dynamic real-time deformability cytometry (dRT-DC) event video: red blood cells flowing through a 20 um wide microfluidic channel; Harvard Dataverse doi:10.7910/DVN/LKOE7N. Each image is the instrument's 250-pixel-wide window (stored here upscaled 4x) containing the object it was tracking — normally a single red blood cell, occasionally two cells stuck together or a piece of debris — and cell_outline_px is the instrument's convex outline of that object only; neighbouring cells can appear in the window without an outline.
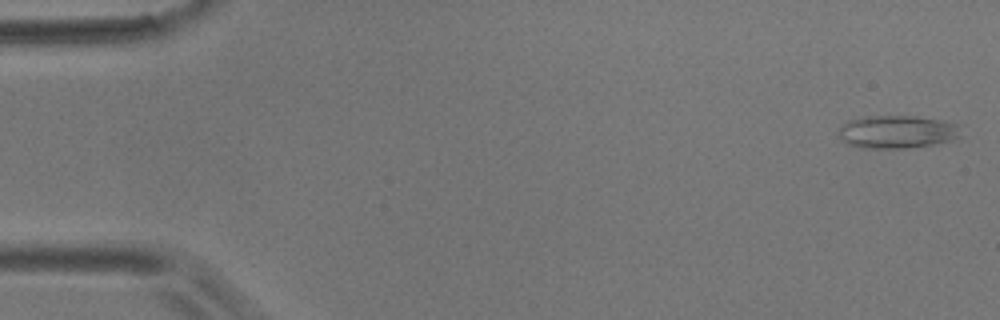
{"species": "common noctule bat (a hibernating species)", "species_latin": "Nyctalus noctula", "temperature_condition": "room temperature", "stored_images_in_passage": 56, "camera_frame_rate_fps": 3000, "um_per_image_px": 0.085, "animal": {"sex": "male", "body_mass_g": 17.9}, "frame": {"image": 1, "passage_image": 1, "time_ms": 0.0, "image_size_px": [1000, 320], "cell_outline_px": [[960, 136], [956, 140], [936, 144], [908, 148], [860, 148], [848, 144], [836, 136], [840, 128], [848, 120], [864, 116], [916, 116], [944, 120], [956, 124]], "centroid_in_image_um": [76.23, 11.21], "position_along_channel_um": 8.8, "area_um2": 23.76}}
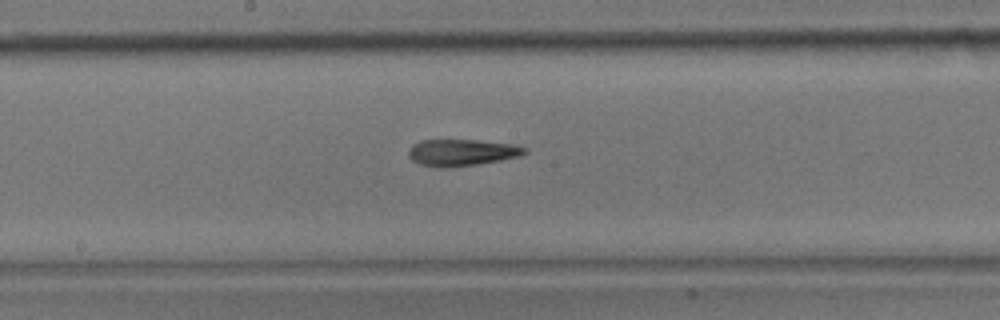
{"frame": {"image": 2, "passage_image": 29, "time_ms": 9.333, "image_size_px": [1000, 320], "cell_outline_px": [[528, 152], [520, 156], [500, 160], [476, 164], [448, 168], [440, 168], [420, 164], [412, 160], [408, 156], [408, 148], [412, 144], [420, 140], [476, 140], [512, 144], [528, 148]], "centroid_in_image_um": [39.22, 12.96], "position_along_channel_um": 209.0, "area_um2": 18.15}}
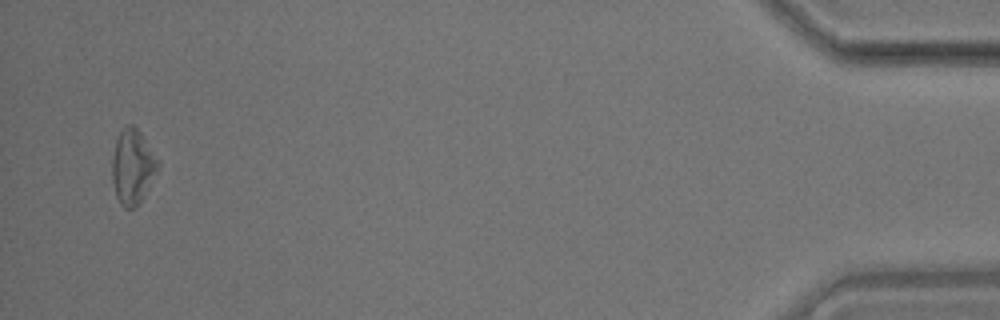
{"frame": {"image": 3, "passage_image": 54, "time_ms": 17.667, "image_size_px": [1000, 320], "cell_outline_px": [[160, 164], [140, 204], [136, 208], [124, 208], [120, 204], [116, 196], [112, 180], [112, 156], [116, 140], [120, 132], [128, 124], [132, 124], [140, 132]], "centroid_in_image_um": [11.25, 14.21], "position_along_channel_um": 424.0, "area_um2": 19.77}, "authors_computed_cell_mechanics": {"area_um2": 18.785, "velocity_mm_per_s": 3.5695, "shape_relaxation_time_tau1_ms": 8.1425, "shape_relaxation_time_tau2_ms": 5.2372, "deformation_change_tau1": 0.1889, "deformation_change_tau2": 0.1743}}